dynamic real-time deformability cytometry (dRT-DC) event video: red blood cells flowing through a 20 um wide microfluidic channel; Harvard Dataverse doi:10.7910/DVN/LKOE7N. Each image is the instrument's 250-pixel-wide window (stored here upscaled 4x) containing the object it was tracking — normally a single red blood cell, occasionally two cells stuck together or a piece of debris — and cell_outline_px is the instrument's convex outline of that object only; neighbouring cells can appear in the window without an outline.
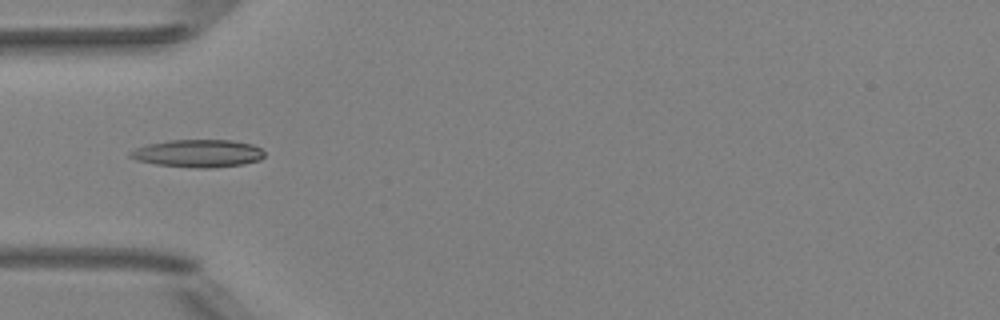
{"species": "Egyptian fruit bat (a non-hibernating species)", "species_latin": "Rousettus aegyptiacus", "temperature_condition": "room temperature", "stored_images_in_passage": 5, "camera_frame_rate_fps": 3000, "um_per_image_px": 0.085, "animal": {"sex": "female"}, "frame": {"image": 1, "passage_image": 4, "time_ms": 1.0, "image_size_px": [1000, 320], "cell_outline_px": [[264, 156], [260, 160], [244, 164], [212, 168], [196, 168], [156, 164], [136, 160], [128, 156], [128, 152], [136, 148], [148, 144], [168, 140], [232, 140], [252, 144], [260, 148], [264, 152]], "centroid_in_image_um": [16.83, 13.04], "position_along_channel_um": 68.2, "area_um2": 21.73}}
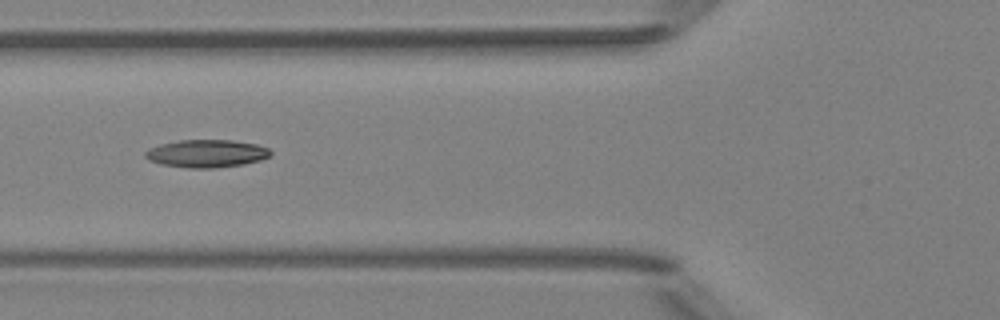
{"frame": {"image": 2, "passage_image": 5, "time_ms": 1.333, "image_size_px": [1000, 320], "cell_outline_px": [[272, 152], [268, 156], [260, 160], [244, 164], [216, 168], [188, 168], [160, 164], [148, 160], [144, 156], [144, 152], [148, 148], [160, 144], [180, 140], [232, 140], [256, 144], [268, 148]], "centroid_in_image_um": [17.52, 13.05], "position_along_channel_um": 108.3, "area_um2": 20.35}}